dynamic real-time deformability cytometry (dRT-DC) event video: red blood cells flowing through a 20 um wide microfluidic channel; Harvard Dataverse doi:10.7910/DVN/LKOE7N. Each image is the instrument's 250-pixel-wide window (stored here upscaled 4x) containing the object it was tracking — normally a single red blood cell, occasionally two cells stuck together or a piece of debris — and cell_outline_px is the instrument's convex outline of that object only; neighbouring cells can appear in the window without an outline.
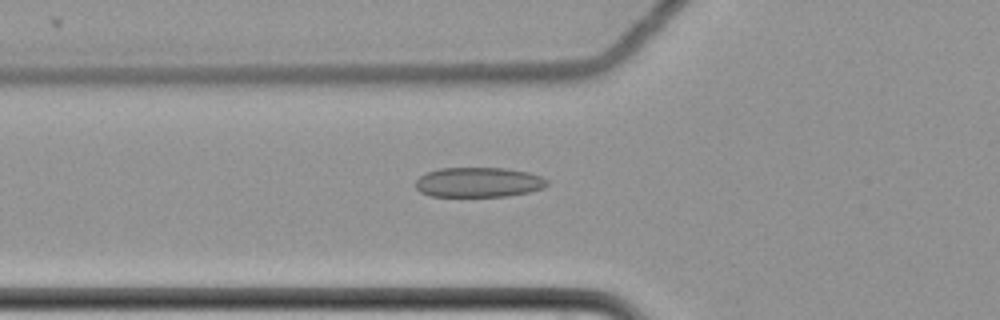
{"species": "common noctule bat (a hibernating species)", "species_latin": "Nyctalus noctula", "temperature_condition": "cold", "stored_images_in_passage": 60, "camera_frame_rate_fps": 3000, "um_per_image_px": 0.085, "animal": {"sex": "female", "body_mass_g": 22.7, "forearm_length_mm": 54.2}, "frame": {"image": 1, "passage_image": 23, "time_ms": 7.333, "image_size_px": [1000, 320], "cell_outline_px": [[548, 184], [544, 188], [528, 192], [508, 196], [432, 196], [420, 192], [416, 188], [416, 180], [420, 176], [428, 172], [440, 168], [504, 168], [528, 172], [540, 176], [548, 180]], "centroid_in_image_um": [40.69, 15.49], "position_along_channel_um": 85.1, "area_um2": 22.83}}
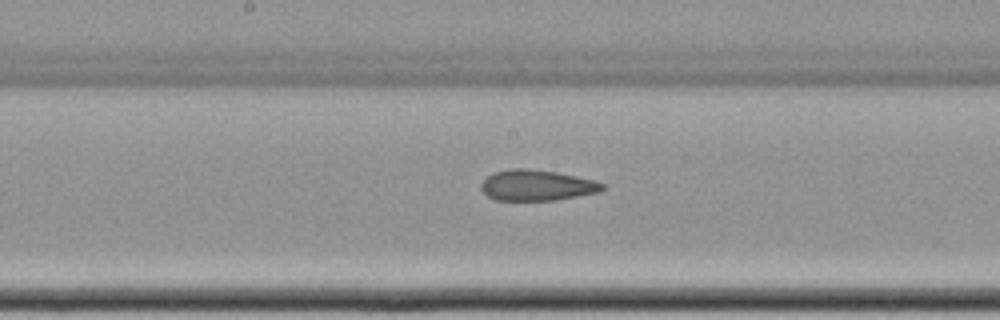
{"frame": {"image": 2, "passage_image": 33, "time_ms": 10.667, "image_size_px": [1000, 320], "cell_outline_px": [[608, 188], [600, 192], [556, 200], [496, 200], [488, 196], [480, 188], [480, 184], [492, 172], [512, 168], [528, 168], [556, 172], [596, 180], [604, 184]], "centroid_in_image_um": [45.66, 15.74], "position_along_channel_um": 202.5, "area_um2": 21.96}}
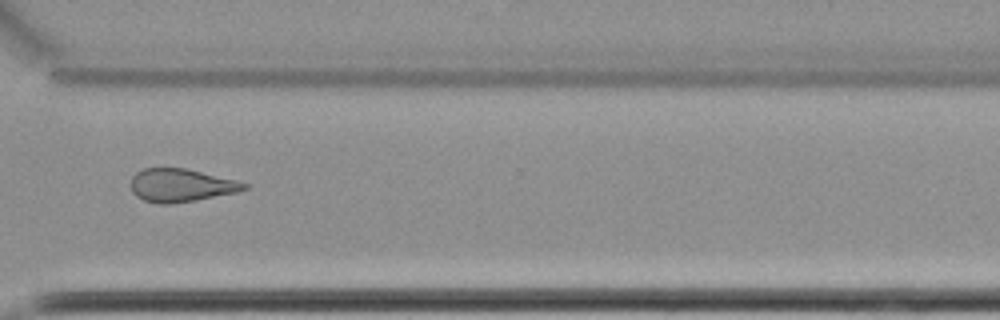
{"frame": {"image": 3, "passage_image": 46, "time_ms": 15.0, "image_size_px": [1000, 320], "cell_outline_px": [[248, 188], [236, 192], [196, 200], [172, 204], [160, 204], [144, 200], [136, 196], [132, 192], [132, 176], [136, 172], [144, 168], [188, 168], [240, 180], [248, 184]], "centroid_in_image_um": [15.42, 15.74], "position_along_channel_um": 355.2, "area_um2": 22.08}, "authors_computed_cell_mechanics": {"area_um2": 23.409, "velocity_mm_per_s": 3.5196, "shape_relaxation_time_tau1_ms": null, "shape_relaxation_time_tau2_ms": 3.3354, "deformation_change_tau1": null, "deformation_change_tau2": 0.0997}}